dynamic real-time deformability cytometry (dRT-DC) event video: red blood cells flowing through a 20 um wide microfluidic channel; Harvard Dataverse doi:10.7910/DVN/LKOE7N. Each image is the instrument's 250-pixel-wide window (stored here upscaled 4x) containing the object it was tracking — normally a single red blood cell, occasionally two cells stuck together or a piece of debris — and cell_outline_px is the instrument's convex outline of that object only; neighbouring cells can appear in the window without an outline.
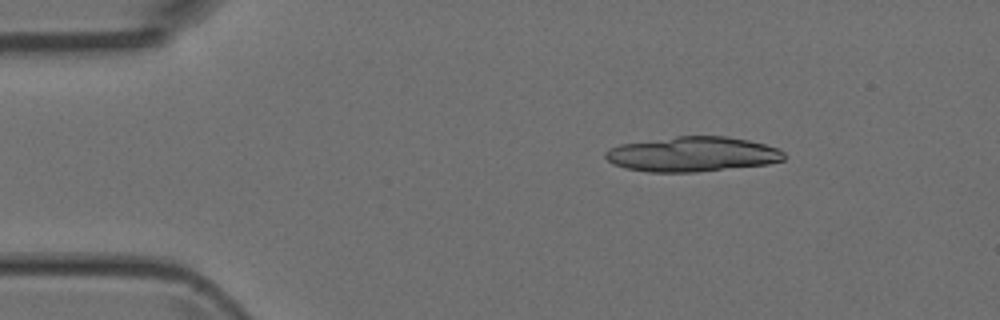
{"species": "Egyptian fruit bat (a non-hibernating species)", "species_latin": "Rousettus aegyptiacus", "temperature_condition": "room temperature", "stored_images_in_passage": 4, "camera_frame_rate_fps": 3000, "um_per_image_px": 0.085, "animal": {"sex": "female"}, "frame": {"image": 1, "passage_image": 1, "time_ms": 0.0, "image_size_px": [1000, 320], "cell_outline_px": [[784, 160], [768, 164], [696, 172], [648, 172], [624, 168], [612, 164], [604, 156], [604, 152], [608, 148], [620, 144], [676, 136], [724, 136], [748, 140], [780, 148], [784, 152]], "centroid_in_image_um": [58.83, 13.11], "position_along_channel_um": 26.2, "area_um2": 36.53}}